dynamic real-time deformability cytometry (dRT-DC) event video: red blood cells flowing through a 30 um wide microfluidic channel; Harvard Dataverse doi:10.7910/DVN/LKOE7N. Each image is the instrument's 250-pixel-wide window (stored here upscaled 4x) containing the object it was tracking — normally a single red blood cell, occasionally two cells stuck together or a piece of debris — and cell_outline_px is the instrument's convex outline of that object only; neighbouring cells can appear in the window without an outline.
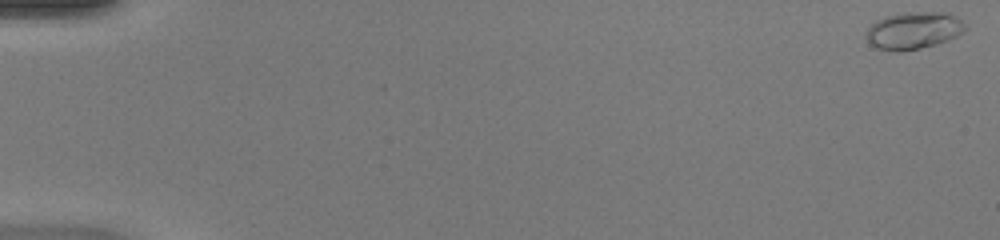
{"species": "common noctule bat (a hibernating species)", "species_latin": "Nyctalus noctula", "temperature_condition": "warm", "stored_images_in_passage": 49, "camera_frame_rate_fps": 3000, "um_per_image_px": 0.085, "animal": {"sex": "female", "body_mass_g": 20.0, "forearm_length_mm": 54.0}, "frame": {"image": 1, "passage_image": 1, "time_ms": 0.0, "image_size_px": [1000, 240], "cell_outline_px": [[968, 28], [964, 32], [948, 40], [936, 44], [920, 48], [900, 52], [892, 52], [876, 48], [868, 44], [864, 36], [868, 28], [876, 20], [884, 16], [904, 12], [948, 12], [956, 16]], "centroid_in_image_um": [77.62, 2.6], "position_along_channel_um": 7.4, "area_um2": 21.91}}
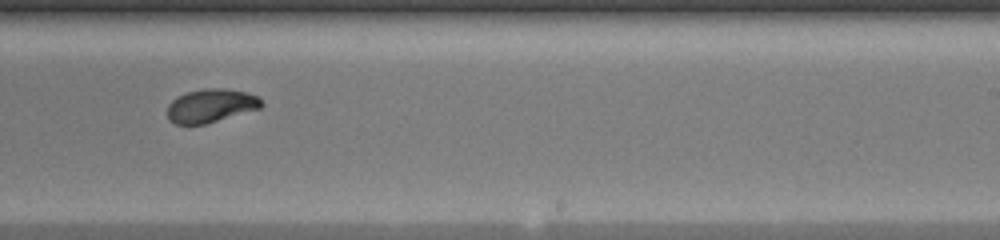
{"frame": {"image": 2, "passage_image": 32, "time_ms": 10.333, "image_size_px": [1000, 240], "cell_outline_px": [[264, 104], [260, 108], [204, 124], [176, 124], [168, 120], [168, 104], [176, 96], [188, 92], [204, 88], [224, 88], [244, 92], [256, 96]], "centroid_in_image_um": [17.88, 8.98], "position_along_channel_um": 271.1, "area_um2": 18.15}}
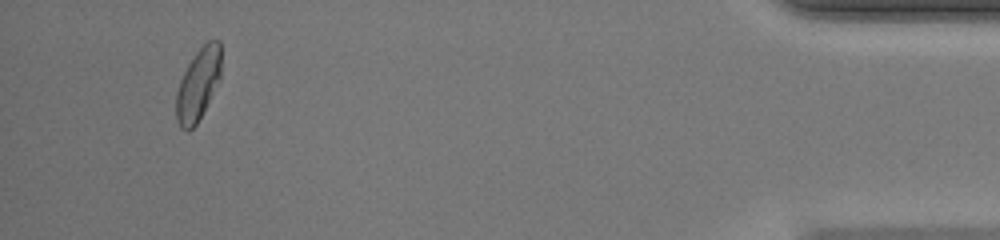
{"frame": {"image": 3, "passage_image": 47, "time_ms": 15.333, "image_size_px": [1000, 240], "cell_outline_px": [[220, 80], [196, 124], [188, 132], [180, 128], [176, 120], [176, 92], [180, 80], [188, 64], [196, 52], [208, 40], [220, 40]], "centroid_in_image_um": [16.83, 7.19], "position_along_channel_um": 418.4, "area_um2": 18.73}, "authors_computed_cell_mechanics": {"area_um2": 18.9006, "velocity_mm_per_s": 4.2484, "shape_relaxation_time_tau1_ms": 2.3022, "shape_relaxation_time_tau2_ms": 0.8484, "deformation_change_tau1": 0.1634, "deformation_change_tau2": 0.0532}}